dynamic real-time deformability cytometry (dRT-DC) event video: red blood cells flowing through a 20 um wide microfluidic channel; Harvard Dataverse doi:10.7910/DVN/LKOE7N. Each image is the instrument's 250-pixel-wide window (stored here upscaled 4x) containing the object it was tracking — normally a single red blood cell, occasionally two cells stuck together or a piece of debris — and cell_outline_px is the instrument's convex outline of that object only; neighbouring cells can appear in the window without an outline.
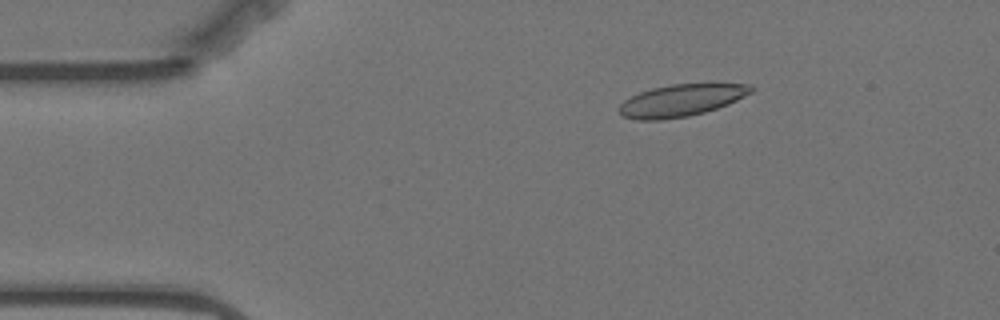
{"species": "Egyptian fruit bat (a non-hibernating species)", "species_latin": "Rousettus aegyptiacus", "temperature_condition": "warm", "stored_images_in_passage": 49, "camera_frame_rate_fps": 3000, "um_per_image_px": 0.085, "animal": {"sex": "female"}, "frame": {"image": 1, "passage_image": 1, "time_ms": 0.0, "image_size_px": [1000, 320], "cell_outline_px": [[756, 88], [752, 92], [728, 104], [704, 112], [688, 116], [660, 120], [636, 120], [624, 116], [616, 108], [624, 100], [640, 92], [652, 88], [672, 84], [708, 80], [752, 84]], "centroid_in_image_um": [58.01, 8.46], "position_along_channel_um": 27.0, "area_um2": 25.66}}
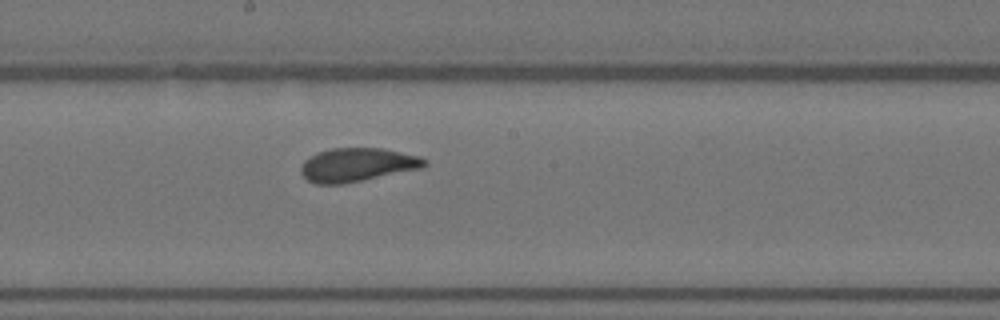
{"frame": {"image": 2, "passage_image": 22, "time_ms": 7.0, "image_size_px": [1000, 320], "cell_outline_px": [[428, 164], [424, 168], [344, 184], [316, 184], [308, 180], [300, 172], [300, 168], [304, 160], [316, 152], [332, 148], [384, 148], [420, 156], [428, 160]], "centroid_in_image_um": [30.4, 14.01], "position_along_channel_um": 217.8, "area_um2": 24.57}}
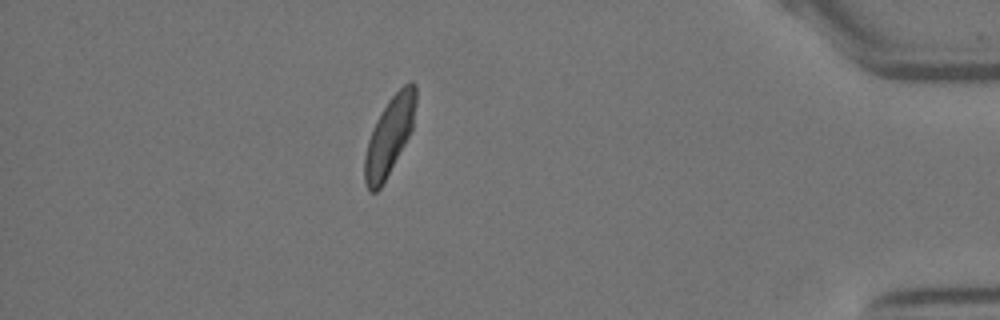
{"frame": {"image": 3, "passage_image": 42, "time_ms": 13.667, "image_size_px": [1000, 320], "cell_outline_px": [[416, 104], [412, 128], [404, 144], [380, 188], [376, 192], [368, 192], [364, 180], [364, 156], [368, 140], [376, 120], [388, 100], [404, 84], [412, 80], [416, 84]], "centroid_in_image_um": [33.08, 11.54], "position_along_channel_um": 402.1, "area_um2": 22.89}, "authors_computed_cell_mechanics": {"area_um2": 24.0448, "velocity_mm_per_s": 3.4929, "shape_relaxation_time_tau1_ms": 3.5072, "shape_relaxation_time_tau2_ms": 1.0507, "deformation_change_tau1": 0.1281, "deformation_change_tau2": 0.0655}}